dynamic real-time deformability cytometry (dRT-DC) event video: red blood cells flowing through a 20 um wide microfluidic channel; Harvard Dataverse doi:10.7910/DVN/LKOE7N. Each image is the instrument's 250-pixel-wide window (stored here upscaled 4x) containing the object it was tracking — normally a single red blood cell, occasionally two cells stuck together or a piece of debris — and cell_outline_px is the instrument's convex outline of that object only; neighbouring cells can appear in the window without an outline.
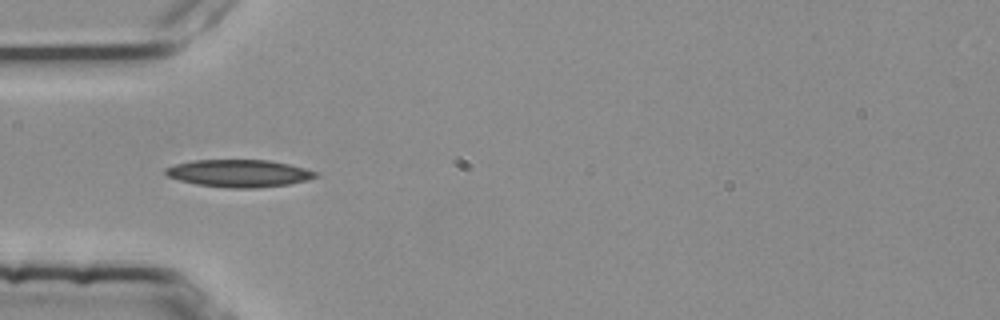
{"species": "common noctule bat (a hibernating species)", "species_latin": "Nyctalus noctula", "temperature_condition": "room temperature", "stored_images_in_passage": 3, "camera_frame_rate_fps": 3000, "um_per_image_px": 0.085, "animal": {"sex": "female", "body_mass_g": 25.1}, "frame": {"image": 1, "passage_image": 1, "time_ms": 0.0, "image_size_px": [1000, 320], "cell_outline_px": [[320, 176], [288, 184], [252, 188], [232, 188], [196, 184], [180, 180], [168, 176], [164, 172], [164, 168], [176, 164], [192, 160], [268, 160], [288, 164], [304, 168], [316, 172]], "centroid_in_image_um": [20.29, 14.72], "position_along_channel_um": 64.7, "area_um2": 23.7}}